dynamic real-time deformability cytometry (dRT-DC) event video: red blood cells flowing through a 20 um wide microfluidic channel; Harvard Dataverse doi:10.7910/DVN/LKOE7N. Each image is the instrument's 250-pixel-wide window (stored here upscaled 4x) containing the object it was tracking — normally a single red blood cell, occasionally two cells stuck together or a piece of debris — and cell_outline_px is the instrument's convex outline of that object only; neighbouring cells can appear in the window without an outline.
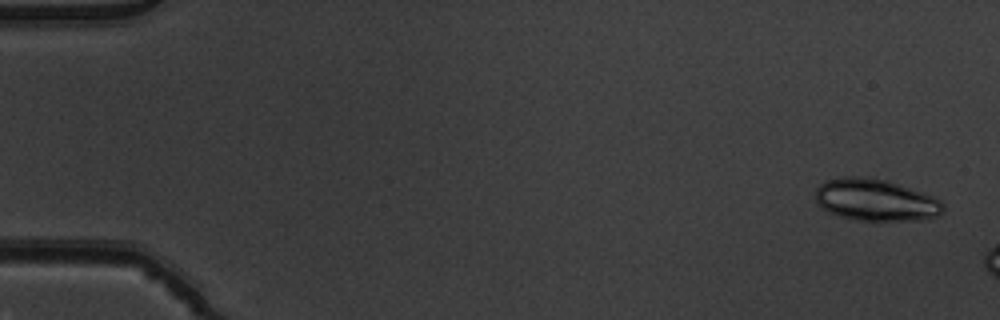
{"species": "common noctule bat (a hibernating species)", "species_latin": "Nyctalus noctula", "temperature_condition": "warm", "stored_images_in_passage": 8, "camera_frame_rate_fps": 3000, "um_per_image_px": 0.085, "animal": {"sex": "male", "body_mass_g": 19.5, "forearm_length_mm": 54.6}, "frame": {"image": 1, "passage_image": 2, "time_ms": 0.333, "image_size_px": [1000, 320], "cell_outline_px": [[944, 208], [936, 216], [924, 220], [856, 220], [840, 216], [828, 212], [816, 200], [816, 188], [824, 180], [840, 176], [872, 176], [888, 180], [932, 196], [940, 200], [944, 204]], "centroid_in_image_um": [74.41, 16.97], "position_along_channel_um": 10.6, "area_um2": 31.33}}